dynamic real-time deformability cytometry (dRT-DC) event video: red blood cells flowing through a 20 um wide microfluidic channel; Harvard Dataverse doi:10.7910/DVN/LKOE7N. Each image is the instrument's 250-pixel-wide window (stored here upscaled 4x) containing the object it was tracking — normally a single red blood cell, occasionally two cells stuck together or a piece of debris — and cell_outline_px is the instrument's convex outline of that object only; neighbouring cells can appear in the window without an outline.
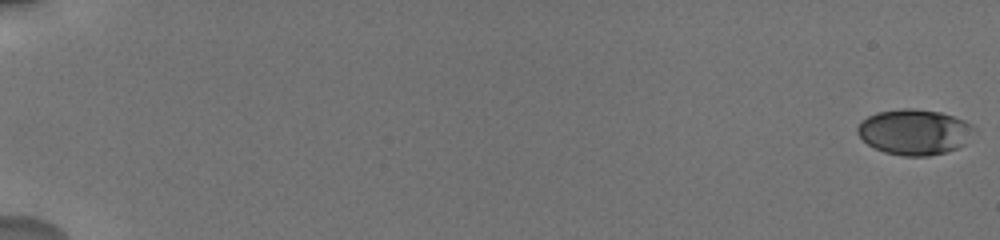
{"species": "human", "species_latin": "Homo sapiens", "temperature_condition": "cold", "stored_images_in_passage": 50, "camera_frame_rate_fps": 3000, "um_per_image_px": 0.085, "donor": {"sex": "male"}, "frame": {"image": 1, "passage_image": 1, "time_ms": 0.0, "image_size_px": [1000, 240], "cell_outline_px": [[976, 128], [964, 144], [956, 148], [944, 152], [928, 156], [904, 156], [884, 152], [868, 144], [856, 132], [856, 128], [860, 120], [876, 112], [900, 108], [912, 108], [940, 112], [964, 120], [972, 124]], "centroid_in_image_um": [77.69, 11.2], "position_along_channel_um": 7.3, "area_um2": 30.92}}
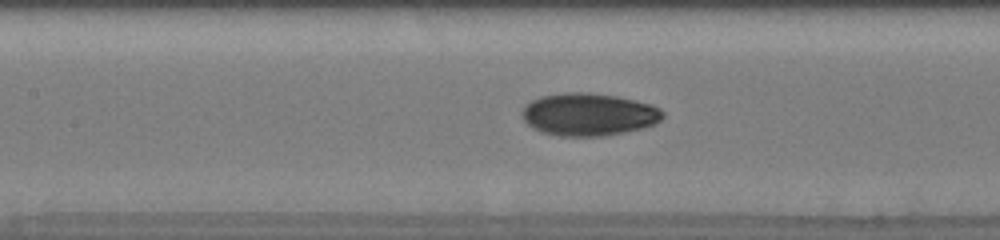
{"frame": {"image": 2, "passage_image": 23, "time_ms": 9.667, "image_size_px": [1000, 240], "cell_outline_px": [[664, 116], [656, 124], [644, 128], [604, 136], [560, 136], [540, 132], [532, 128], [524, 120], [520, 112], [524, 104], [540, 96], [564, 92], [588, 92], [616, 96], [652, 104], [660, 108], [664, 112]], "centroid_in_image_um": [50.02, 9.72], "position_along_channel_um": 157.4, "area_um2": 35.37}}
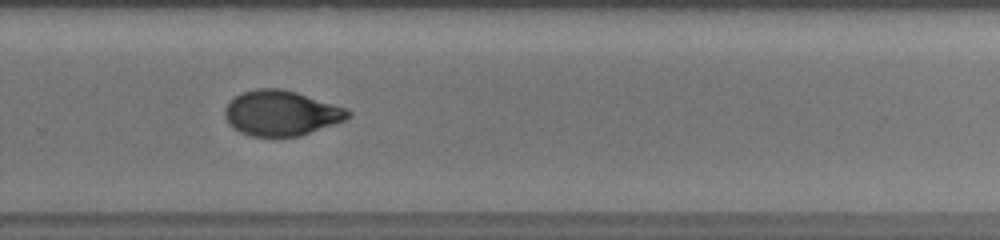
{"frame": {"image": 3, "passage_image": 34, "time_ms": 13.667, "image_size_px": [1000, 240], "cell_outline_px": [[352, 116], [344, 120], [300, 136], [248, 136], [240, 132], [228, 124], [224, 116], [224, 108], [236, 96], [244, 92], [256, 88], [280, 88], [296, 92], [348, 108], [352, 112]], "centroid_in_image_um": [23.9, 9.61], "position_along_channel_um": 305.9, "area_um2": 32.43}, "authors_computed_cell_mechanics": {"area_um2": 32.2235, "velocity_mm_per_s": 3.7377, "shape_relaxation_time_tau1_ms": 3.9805, "shape_relaxation_time_tau2_ms": 1.8168, "deformation_change_tau1": 0.146, "deformation_change_tau2": 0.0555}}